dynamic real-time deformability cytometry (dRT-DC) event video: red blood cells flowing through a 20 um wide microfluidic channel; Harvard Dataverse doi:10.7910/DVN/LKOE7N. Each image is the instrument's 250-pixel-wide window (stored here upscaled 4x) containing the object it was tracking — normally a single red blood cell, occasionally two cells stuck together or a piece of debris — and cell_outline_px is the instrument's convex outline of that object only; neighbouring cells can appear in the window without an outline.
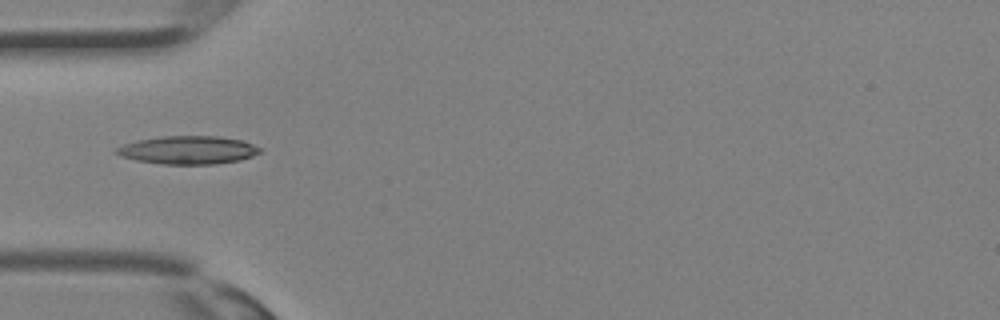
{"species": "Egyptian fruit bat (a non-hibernating species)", "species_latin": "Rousettus aegyptiacus", "temperature_condition": "room temperature", "stored_images_in_passage": 24, "camera_frame_rate_fps": 3000, "um_per_image_px": 0.085, "animal": {"sex": "female"}, "frame": {"image": 1, "passage_image": 1, "time_ms": 0.0, "image_size_px": [1000, 320], "cell_outline_px": [[256, 152], [248, 156], [232, 160], [200, 164], [176, 164], [144, 160], [128, 156], [120, 152], [148, 140], [180, 136], [200, 136], [236, 140], [248, 144], [256, 148]], "centroid_in_image_um": [16.17, 12.76], "position_along_channel_um": 68.8, "area_um2": 19.94}}
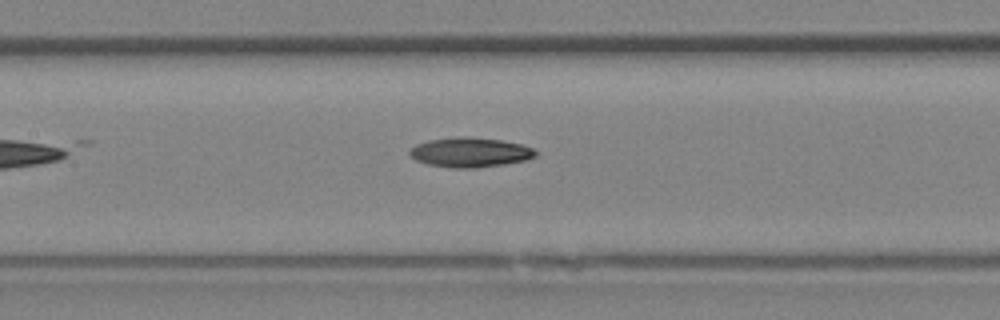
{"frame": {"image": 2, "passage_image": 6, "time_ms": 1.667, "image_size_px": [1000, 320], "cell_outline_px": [[536, 152], [532, 156], [520, 160], [496, 164], [436, 164], [420, 160], [412, 156], [412, 148], [436, 140], [496, 140], [516, 144], [528, 148]], "centroid_in_image_um": [40.01, 12.93], "position_along_channel_um": 167.4, "area_um2": 17.69}}
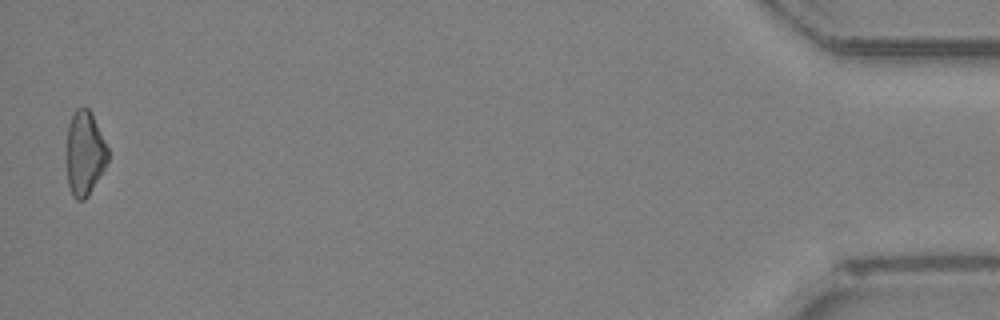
{"frame": {"image": 3, "passage_image": 24, "time_ms": 7.667, "image_size_px": [1000, 320], "cell_outline_px": [[108, 160], [88, 192], [80, 200], [72, 192], [68, 180], [68, 132], [72, 120], [76, 112], [84, 108], [92, 116], [108, 148]], "centroid_in_image_um": [7.22, 13.02], "position_along_channel_um": 428.0, "area_um2": 18.38}}